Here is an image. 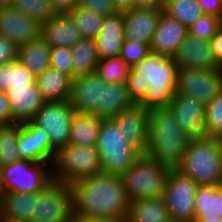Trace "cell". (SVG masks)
Returning a JSON list of instances; mask_svg holds the SVG:
<instances>
[{"label": "cell", "instance_id": "1", "mask_svg": "<svg viewBox=\"0 0 222 222\" xmlns=\"http://www.w3.org/2000/svg\"><path fill=\"white\" fill-rule=\"evenodd\" d=\"M73 218L125 220L129 209L120 176L98 172L72 184Z\"/></svg>", "mask_w": 222, "mask_h": 222}, {"label": "cell", "instance_id": "2", "mask_svg": "<svg viewBox=\"0 0 222 222\" xmlns=\"http://www.w3.org/2000/svg\"><path fill=\"white\" fill-rule=\"evenodd\" d=\"M191 139L179 129L169 108L149 110L148 144L144 156L175 168Z\"/></svg>", "mask_w": 222, "mask_h": 222}, {"label": "cell", "instance_id": "3", "mask_svg": "<svg viewBox=\"0 0 222 222\" xmlns=\"http://www.w3.org/2000/svg\"><path fill=\"white\" fill-rule=\"evenodd\" d=\"M150 85L137 103L147 110L168 108L175 96L178 68L172 57L150 53L132 68Z\"/></svg>", "mask_w": 222, "mask_h": 222}, {"label": "cell", "instance_id": "4", "mask_svg": "<svg viewBox=\"0 0 222 222\" xmlns=\"http://www.w3.org/2000/svg\"><path fill=\"white\" fill-rule=\"evenodd\" d=\"M175 168L190 176L198 185L222 186L221 139L191 140Z\"/></svg>", "mask_w": 222, "mask_h": 222}, {"label": "cell", "instance_id": "5", "mask_svg": "<svg viewBox=\"0 0 222 222\" xmlns=\"http://www.w3.org/2000/svg\"><path fill=\"white\" fill-rule=\"evenodd\" d=\"M103 172L121 176L143 153L129 143L112 119H103L96 143Z\"/></svg>", "mask_w": 222, "mask_h": 222}, {"label": "cell", "instance_id": "6", "mask_svg": "<svg viewBox=\"0 0 222 222\" xmlns=\"http://www.w3.org/2000/svg\"><path fill=\"white\" fill-rule=\"evenodd\" d=\"M170 169L142 155L120 176L129 201L163 197Z\"/></svg>", "mask_w": 222, "mask_h": 222}, {"label": "cell", "instance_id": "7", "mask_svg": "<svg viewBox=\"0 0 222 222\" xmlns=\"http://www.w3.org/2000/svg\"><path fill=\"white\" fill-rule=\"evenodd\" d=\"M53 180L73 184L102 171L95 146L67 144L55 152L51 163Z\"/></svg>", "mask_w": 222, "mask_h": 222}, {"label": "cell", "instance_id": "8", "mask_svg": "<svg viewBox=\"0 0 222 222\" xmlns=\"http://www.w3.org/2000/svg\"><path fill=\"white\" fill-rule=\"evenodd\" d=\"M51 181V163L22 159L0 167V192L37 193Z\"/></svg>", "mask_w": 222, "mask_h": 222}, {"label": "cell", "instance_id": "9", "mask_svg": "<svg viewBox=\"0 0 222 222\" xmlns=\"http://www.w3.org/2000/svg\"><path fill=\"white\" fill-rule=\"evenodd\" d=\"M73 218L72 185L51 181L35 193V215L31 222H68Z\"/></svg>", "mask_w": 222, "mask_h": 222}, {"label": "cell", "instance_id": "10", "mask_svg": "<svg viewBox=\"0 0 222 222\" xmlns=\"http://www.w3.org/2000/svg\"><path fill=\"white\" fill-rule=\"evenodd\" d=\"M199 185L176 168H171L166 180L163 199L169 217L182 222L195 220V194Z\"/></svg>", "mask_w": 222, "mask_h": 222}, {"label": "cell", "instance_id": "11", "mask_svg": "<svg viewBox=\"0 0 222 222\" xmlns=\"http://www.w3.org/2000/svg\"><path fill=\"white\" fill-rule=\"evenodd\" d=\"M74 114L75 111L68 100L45 102L32 122L49 135L51 147L57 151L69 144Z\"/></svg>", "mask_w": 222, "mask_h": 222}, {"label": "cell", "instance_id": "12", "mask_svg": "<svg viewBox=\"0 0 222 222\" xmlns=\"http://www.w3.org/2000/svg\"><path fill=\"white\" fill-rule=\"evenodd\" d=\"M222 91L221 70H178L176 93L207 105Z\"/></svg>", "mask_w": 222, "mask_h": 222}, {"label": "cell", "instance_id": "13", "mask_svg": "<svg viewBox=\"0 0 222 222\" xmlns=\"http://www.w3.org/2000/svg\"><path fill=\"white\" fill-rule=\"evenodd\" d=\"M179 129L191 140L211 138L205 106L196 99L175 93L168 106Z\"/></svg>", "mask_w": 222, "mask_h": 222}, {"label": "cell", "instance_id": "14", "mask_svg": "<svg viewBox=\"0 0 222 222\" xmlns=\"http://www.w3.org/2000/svg\"><path fill=\"white\" fill-rule=\"evenodd\" d=\"M172 58L178 70H218L221 68L214 56L210 41L196 38L189 33L184 37Z\"/></svg>", "mask_w": 222, "mask_h": 222}, {"label": "cell", "instance_id": "15", "mask_svg": "<svg viewBox=\"0 0 222 222\" xmlns=\"http://www.w3.org/2000/svg\"><path fill=\"white\" fill-rule=\"evenodd\" d=\"M103 80L96 73L79 76L71 81L70 102L75 113L99 114L102 105Z\"/></svg>", "mask_w": 222, "mask_h": 222}, {"label": "cell", "instance_id": "16", "mask_svg": "<svg viewBox=\"0 0 222 222\" xmlns=\"http://www.w3.org/2000/svg\"><path fill=\"white\" fill-rule=\"evenodd\" d=\"M18 151L23 160L44 163H52L56 152L51 147L49 135L32 121L22 123Z\"/></svg>", "mask_w": 222, "mask_h": 222}, {"label": "cell", "instance_id": "17", "mask_svg": "<svg viewBox=\"0 0 222 222\" xmlns=\"http://www.w3.org/2000/svg\"><path fill=\"white\" fill-rule=\"evenodd\" d=\"M0 35L19 47L41 36V25L12 7L0 8Z\"/></svg>", "mask_w": 222, "mask_h": 222}, {"label": "cell", "instance_id": "18", "mask_svg": "<svg viewBox=\"0 0 222 222\" xmlns=\"http://www.w3.org/2000/svg\"><path fill=\"white\" fill-rule=\"evenodd\" d=\"M162 11L137 7L122 11L124 40L150 44Z\"/></svg>", "mask_w": 222, "mask_h": 222}, {"label": "cell", "instance_id": "19", "mask_svg": "<svg viewBox=\"0 0 222 222\" xmlns=\"http://www.w3.org/2000/svg\"><path fill=\"white\" fill-rule=\"evenodd\" d=\"M112 120L128 138L129 143L144 154L148 144L149 110L139 104H134Z\"/></svg>", "mask_w": 222, "mask_h": 222}, {"label": "cell", "instance_id": "20", "mask_svg": "<svg viewBox=\"0 0 222 222\" xmlns=\"http://www.w3.org/2000/svg\"><path fill=\"white\" fill-rule=\"evenodd\" d=\"M5 93L10 103L12 124L32 121L45 104L36 83L10 86Z\"/></svg>", "mask_w": 222, "mask_h": 222}, {"label": "cell", "instance_id": "21", "mask_svg": "<svg viewBox=\"0 0 222 222\" xmlns=\"http://www.w3.org/2000/svg\"><path fill=\"white\" fill-rule=\"evenodd\" d=\"M187 34L185 25L162 11L151 39V53L173 57Z\"/></svg>", "mask_w": 222, "mask_h": 222}, {"label": "cell", "instance_id": "22", "mask_svg": "<svg viewBox=\"0 0 222 222\" xmlns=\"http://www.w3.org/2000/svg\"><path fill=\"white\" fill-rule=\"evenodd\" d=\"M123 13L118 11L105 16L102 29L95 38L100 59L118 57L124 42Z\"/></svg>", "mask_w": 222, "mask_h": 222}, {"label": "cell", "instance_id": "23", "mask_svg": "<svg viewBox=\"0 0 222 222\" xmlns=\"http://www.w3.org/2000/svg\"><path fill=\"white\" fill-rule=\"evenodd\" d=\"M41 37L50 47L64 46L71 48L82 39L80 32L68 14H55L41 25Z\"/></svg>", "mask_w": 222, "mask_h": 222}, {"label": "cell", "instance_id": "24", "mask_svg": "<svg viewBox=\"0 0 222 222\" xmlns=\"http://www.w3.org/2000/svg\"><path fill=\"white\" fill-rule=\"evenodd\" d=\"M0 217L31 222L35 215V193L0 192Z\"/></svg>", "mask_w": 222, "mask_h": 222}, {"label": "cell", "instance_id": "25", "mask_svg": "<svg viewBox=\"0 0 222 222\" xmlns=\"http://www.w3.org/2000/svg\"><path fill=\"white\" fill-rule=\"evenodd\" d=\"M35 81L45 102L69 99L72 80L66 74L49 67Z\"/></svg>", "mask_w": 222, "mask_h": 222}, {"label": "cell", "instance_id": "26", "mask_svg": "<svg viewBox=\"0 0 222 222\" xmlns=\"http://www.w3.org/2000/svg\"><path fill=\"white\" fill-rule=\"evenodd\" d=\"M169 212L163 197L129 202L125 222H166Z\"/></svg>", "mask_w": 222, "mask_h": 222}, {"label": "cell", "instance_id": "27", "mask_svg": "<svg viewBox=\"0 0 222 222\" xmlns=\"http://www.w3.org/2000/svg\"><path fill=\"white\" fill-rule=\"evenodd\" d=\"M134 104L127 91L126 83L107 84L103 80L102 105H99L97 115L99 118L112 119Z\"/></svg>", "mask_w": 222, "mask_h": 222}, {"label": "cell", "instance_id": "28", "mask_svg": "<svg viewBox=\"0 0 222 222\" xmlns=\"http://www.w3.org/2000/svg\"><path fill=\"white\" fill-rule=\"evenodd\" d=\"M50 52L51 47L39 36L18 47L17 60L37 76L50 67Z\"/></svg>", "mask_w": 222, "mask_h": 222}, {"label": "cell", "instance_id": "29", "mask_svg": "<svg viewBox=\"0 0 222 222\" xmlns=\"http://www.w3.org/2000/svg\"><path fill=\"white\" fill-rule=\"evenodd\" d=\"M102 120L96 114L75 113L70 126L69 144L96 146Z\"/></svg>", "mask_w": 222, "mask_h": 222}, {"label": "cell", "instance_id": "30", "mask_svg": "<svg viewBox=\"0 0 222 222\" xmlns=\"http://www.w3.org/2000/svg\"><path fill=\"white\" fill-rule=\"evenodd\" d=\"M222 217V186L199 185L195 194V220Z\"/></svg>", "mask_w": 222, "mask_h": 222}, {"label": "cell", "instance_id": "31", "mask_svg": "<svg viewBox=\"0 0 222 222\" xmlns=\"http://www.w3.org/2000/svg\"><path fill=\"white\" fill-rule=\"evenodd\" d=\"M72 53V80L96 72L100 61L96 41L92 38H82L71 47Z\"/></svg>", "mask_w": 222, "mask_h": 222}, {"label": "cell", "instance_id": "32", "mask_svg": "<svg viewBox=\"0 0 222 222\" xmlns=\"http://www.w3.org/2000/svg\"><path fill=\"white\" fill-rule=\"evenodd\" d=\"M22 123L0 127V167L22 160L18 151L19 133Z\"/></svg>", "mask_w": 222, "mask_h": 222}, {"label": "cell", "instance_id": "33", "mask_svg": "<svg viewBox=\"0 0 222 222\" xmlns=\"http://www.w3.org/2000/svg\"><path fill=\"white\" fill-rule=\"evenodd\" d=\"M36 76L19 60L0 65V91L10 86L30 85L36 83Z\"/></svg>", "mask_w": 222, "mask_h": 222}, {"label": "cell", "instance_id": "34", "mask_svg": "<svg viewBox=\"0 0 222 222\" xmlns=\"http://www.w3.org/2000/svg\"><path fill=\"white\" fill-rule=\"evenodd\" d=\"M163 11L187 28L204 14L197 0H165Z\"/></svg>", "mask_w": 222, "mask_h": 222}, {"label": "cell", "instance_id": "35", "mask_svg": "<svg viewBox=\"0 0 222 222\" xmlns=\"http://www.w3.org/2000/svg\"><path fill=\"white\" fill-rule=\"evenodd\" d=\"M68 15L82 38L95 39L101 31L105 19V16L101 14L80 7H76Z\"/></svg>", "mask_w": 222, "mask_h": 222}, {"label": "cell", "instance_id": "36", "mask_svg": "<svg viewBox=\"0 0 222 222\" xmlns=\"http://www.w3.org/2000/svg\"><path fill=\"white\" fill-rule=\"evenodd\" d=\"M131 69L132 68L118 56L100 59L96 73L107 84L126 83Z\"/></svg>", "mask_w": 222, "mask_h": 222}, {"label": "cell", "instance_id": "37", "mask_svg": "<svg viewBox=\"0 0 222 222\" xmlns=\"http://www.w3.org/2000/svg\"><path fill=\"white\" fill-rule=\"evenodd\" d=\"M12 8L37 21L40 25L56 14L51 0H14Z\"/></svg>", "mask_w": 222, "mask_h": 222}, {"label": "cell", "instance_id": "38", "mask_svg": "<svg viewBox=\"0 0 222 222\" xmlns=\"http://www.w3.org/2000/svg\"><path fill=\"white\" fill-rule=\"evenodd\" d=\"M221 26L220 18L203 14L188 28V33L196 38L210 41Z\"/></svg>", "mask_w": 222, "mask_h": 222}, {"label": "cell", "instance_id": "39", "mask_svg": "<svg viewBox=\"0 0 222 222\" xmlns=\"http://www.w3.org/2000/svg\"><path fill=\"white\" fill-rule=\"evenodd\" d=\"M204 111L211 136L222 139V91L205 105Z\"/></svg>", "mask_w": 222, "mask_h": 222}, {"label": "cell", "instance_id": "40", "mask_svg": "<svg viewBox=\"0 0 222 222\" xmlns=\"http://www.w3.org/2000/svg\"><path fill=\"white\" fill-rule=\"evenodd\" d=\"M151 53L150 44L124 40L119 57L131 68Z\"/></svg>", "mask_w": 222, "mask_h": 222}, {"label": "cell", "instance_id": "41", "mask_svg": "<svg viewBox=\"0 0 222 222\" xmlns=\"http://www.w3.org/2000/svg\"><path fill=\"white\" fill-rule=\"evenodd\" d=\"M50 67L66 74L72 80V53L71 48L53 46L50 52Z\"/></svg>", "mask_w": 222, "mask_h": 222}, {"label": "cell", "instance_id": "42", "mask_svg": "<svg viewBox=\"0 0 222 222\" xmlns=\"http://www.w3.org/2000/svg\"><path fill=\"white\" fill-rule=\"evenodd\" d=\"M150 83L143 78V75L135 72L131 69L129 77L126 81L127 91L129 92L130 98L137 104L146 93Z\"/></svg>", "mask_w": 222, "mask_h": 222}, {"label": "cell", "instance_id": "43", "mask_svg": "<svg viewBox=\"0 0 222 222\" xmlns=\"http://www.w3.org/2000/svg\"><path fill=\"white\" fill-rule=\"evenodd\" d=\"M78 7L94 11L103 16L118 12L113 0H78Z\"/></svg>", "mask_w": 222, "mask_h": 222}, {"label": "cell", "instance_id": "44", "mask_svg": "<svg viewBox=\"0 0 222 222\" xmlns=\"http://www.w3.org/2000/svg\"><path fill=\"white\" fill-rule=\"evenodd\" d=\"M18 47L0 35V65L17 60Z\"/></svg>", "mask_w": 222, "mask_h": 222}, {"label": "cell", "instance_id": "45", "mask_svg": "<svg viewBox=\"0 0 222 222\" xmlns=\"http://www.w3.org/2000/svg\"><path fill=\"white\" fill-rule=\"evenodd\" d=\"M12 124V114L5 91H0V127Z\"/></svg>", "mask_w": 222, "mask_h": 222}, {"label": "cell", "instance_id": "46", "mask_svg": "<svg viewBox=\"0 0 222 222\" xmlns=\"http://www.w3.org/2000/svg\"><path fill=\"white\" fill-rule=\"evenodd\" d=\"M204 14L212 15L222 20L221 0H197Z\"/></svg>", "mask_w": 222, "mask_h": 222}, {"label": "cell", "instance_id": "47", "mask_svg": "<svg viewBox=\"0 0 222 222\" xmlns=\"http://www.w3.org/2000/svg\"><path fill=\"white\" fill-rule=\"evenodd\" d=\"M56 14H68L78 7V0H51Z\"/></svg>", "mask_w": 222, "mask_h": 222}, {"label": "cell", "instance_id": "48", "mask_svg": "<svg viewBox=\"0 0 222 222\" xmlns=\"http://www.w3.org/2000/svg\"><path fill=\"white\" fill-rule=\"evenodd\" d=\"M212 51L218 63L222 64V26L218 29L215 36L210 40Z\"/></svg>", "mask_w": 222, "mask_h": 222}, {"label": "cell", "instance_id": "49", "mask_svg": "<svg viewBox=\"0 0 222 222\" xmlns=\"http://www.w3.org/2000/svg\"><path fill=\"white\" fill-rule=\"evenodd\" d=\"M165 6V0H135L134 7L163 10Z\"/></svg>", "mask_w": 222, "mask_h": 222}, {"label": "cell", "instance_id": "50", "mask_svg": "<svg viewBox=\"0 0 222 222\" xmlns=\"http://www.w3.org/2000/svg\"><path fill=\"white\" fill-rule=\"evenodd\" d=\"M135 0H113L114 6L118 11L128 10L134 7Z\"/></svg>", "mask_w": 222, "mask_h": 222}, {"label": "cell", "instance_id": "51", "mask_svg": "<svg viewBox=\"0 0 222 222\" xmlns=\"http://www.w3.org/2000/svg\"><path fill=\"white\" fill-rule=\"evenodd\" d=\"M85 222H125V220H119L116 218H100V219H90L84 220Z\"/></svg>", "mask_w": 222, "mask_h": 222}, {"label": "cell", "instance_id": "52", "mask_svg": "<svg viewBox=\"0 0 222 222\" xmlns=\"http://www.w3.org/2000/svg\"><path fill=\"white\" fill-rule=\"evenodd\" d=\"M14 0H0V8L12 7Z\"/></svg>", "mask_w": 222, "mask_h": 222}, {"label": "cell", "instance_id": "53", "mask_svg": "<svg viewBox=\"0 0 222 222\" xmlns=\"http://www.w3.org/2000/svg\"><path fill=\"white\" fill-rule=\"evenodd\" d=\"M194 222H222V217L219 220H194Z\"/></svg>", "mask_w": 222, "mask_h": 222}, {"label": "cell", "instance_id": "54", "mask_svg": "<svg viewBox=\"0 0 222 222\" xmlns=\"http://www.w3.org/2000/svg\"><path fill=\"white\" fill-rule=\"evenodd\" d=\"M0 222H23V221L11 220L5 217H0Z\"/></svg>", "mask_w": 222, "mask_h": 222}, {"label": "cell", "instance_id": "55", "mask_svg": "<svg viewBox=\"0 0 222 222\" xmlns=\"http://www.w3.org/2000/svg\"><path fill=\"white\" fill-rule=\"evenodd\" d=\"M68 222H85V221H82V220H79L77 218H72L70 221Z\"/></svg>", "mask_w": 222, "mask_h": 222}, {"label": "cell", "instance_id": "56", "mask_svg": "<svg viewBox=\"0 0 222 222\" xmlns=\"http://www.w3.org/2000/svg\"><path fill=\"white\" fill-rule=\"evenodd\" d=\"M166 222H182V221H178V220H175V219L169 218Z\"/></svg>", "mask_w": 222, "mask_h": 222}]
</instances>
